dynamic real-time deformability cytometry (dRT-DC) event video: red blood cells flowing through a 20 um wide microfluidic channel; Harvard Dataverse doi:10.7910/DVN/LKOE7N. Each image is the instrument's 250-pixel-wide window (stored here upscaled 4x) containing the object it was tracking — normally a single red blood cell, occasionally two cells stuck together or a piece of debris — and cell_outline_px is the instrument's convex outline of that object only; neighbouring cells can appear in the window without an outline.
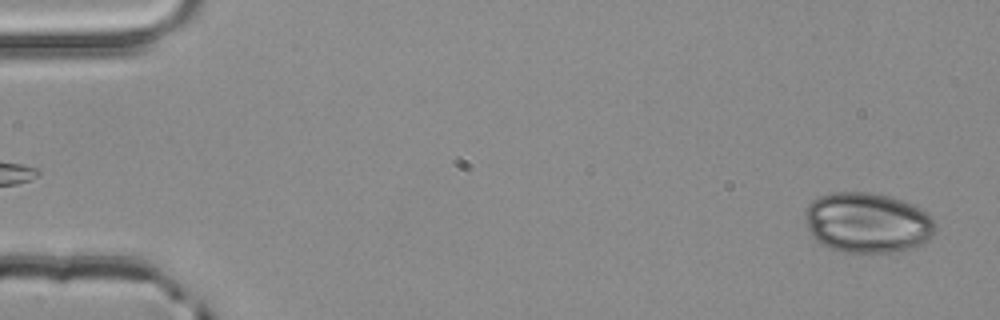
{"species": "common noctule bat (a hibernating species)", "species_latin": "Nyctalus noctula", "temperature_condition": "room temperature", "stored_images_in_passage": 4, "camera_frame_rate_fps": 3000, "um_per_image_px": 0.085, "animal": {"sex": "male", "body_mass_g": 20.4}, "frame": {"image": 1, "passage_image": 4, "time_ms": 1.0, "image_size_px": [1000, 320], "cell_outline_px": [[936, 232], [928, 240], [916, 248], [900, 252], [868, 256], [840, 252], [828, 248], [820, 244], [812, 236], [804, 220], [804, 212], [808, 204], [812, 200], [820, 196], [832, 192], [872, 192], [904, 200], [916, 204], [936, 224]], "centroid_in_image_um": [73.73, 18.98], "position_along_channel_um": 11.3, "area_um2": 47.4}}